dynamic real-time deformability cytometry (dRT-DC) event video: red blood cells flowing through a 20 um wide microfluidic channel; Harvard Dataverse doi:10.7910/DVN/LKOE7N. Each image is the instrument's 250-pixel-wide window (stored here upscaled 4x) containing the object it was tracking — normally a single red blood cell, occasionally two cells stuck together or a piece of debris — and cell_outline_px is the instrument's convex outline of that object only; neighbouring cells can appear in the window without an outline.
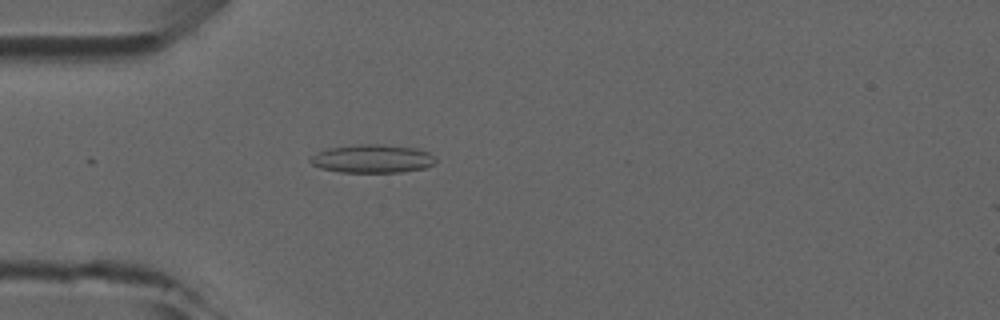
{"species": "common noctule bat (a hibernating species)", "species_latin": "Nyctalus noctula", "temperature_condition": "room temperature", "stored_images_in_passage": 3, "camera_frame_rate_fps": 3000, "um_per_image_px": 0.085, "animal": {"sex": "male", "forearm_length_mm": 52.5}, "frame": {"image": 1, "passage_image": 3, "time_ms": 2.0, "image_size_px": [1000, 320], "cell_outline_px": [[436, 160], [432, 164], [424, 168], [400, 172], [340, 172], [320, 168], [312, 164], [308, 160], [316, 152], [328, 148], [360, 144], [380, 144], [420, 148], [428, 152]], "centroid_in_image_um": [31.63, 13.48], "position_along_channel_um": 53.4, "area_um2": 20.69}}